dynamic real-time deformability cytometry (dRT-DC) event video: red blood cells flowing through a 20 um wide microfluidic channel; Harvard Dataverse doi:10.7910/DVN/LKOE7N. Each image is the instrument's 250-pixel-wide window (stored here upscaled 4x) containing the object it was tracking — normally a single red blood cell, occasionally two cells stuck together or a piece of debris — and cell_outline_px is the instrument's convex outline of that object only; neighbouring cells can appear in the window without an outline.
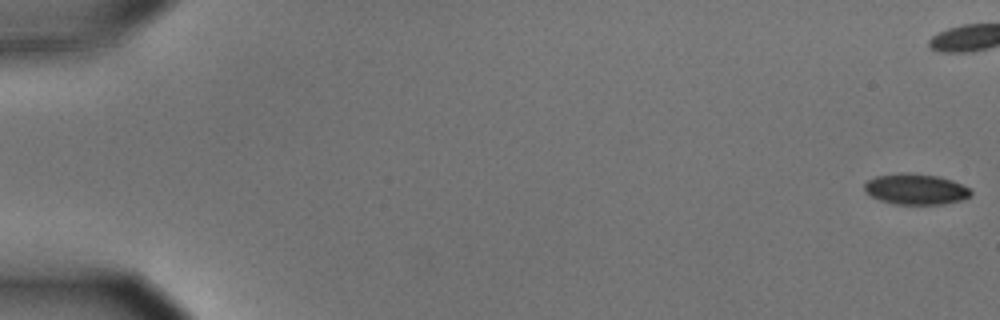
{"species": "common noctule bat (a hibernating species)", "species_latin": "Nyctalus noctula", "temperature_condition": "cold", "stored_images_in_passage": 58, "camera_frame_rate_fps": 3000, "um_per_image_px": 0.085, "animal": {"sex": "male", "body_mass_g": 15.6}, "frame": {"image": 1, "passage_image": 1, "time_ms": 0.0, "image_size_px": [1000, 320], "cell_outline_px": [[972, 196], [960, 200], [944, 204], [892, 204], [880, 200], [864, 192], [864, 184], [868, 180], [876, 176], [908, 172], [940, 176], [952, 180], [968, 188], [972, 192]], "centroid_in_image_um": [77.83, 16.08], "position_along_channel_um": 7.2, "area_um2": 19.13}}
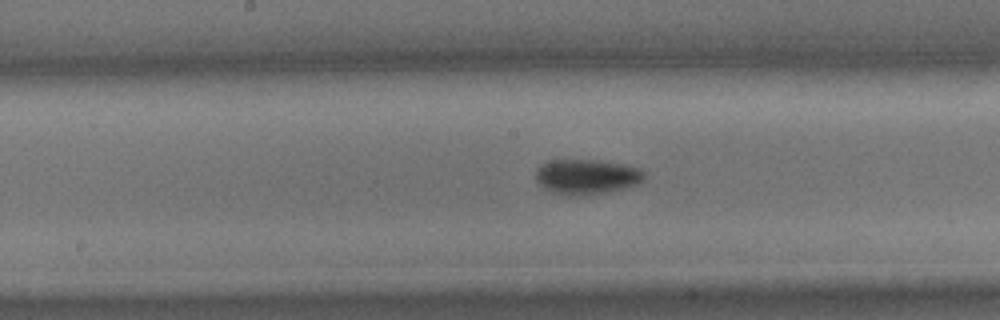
{"frame": {"image": 2, "passage_image": 30, "time_ms": 9.667, "image_size_px": [1000, 320], "cell_outline_px": [[644, 180], [640, 184], [612, 192], [580, 196], [568, 196], [552, 192], [544, 188], [536, 180], [536, 168], [552, 160], [600, 160], [640, 168], [644, 172]], "centroid_in_image_um": [49.9, 15.04], "position_along_channel_um": 198.3, "area_um2": 22.43}}
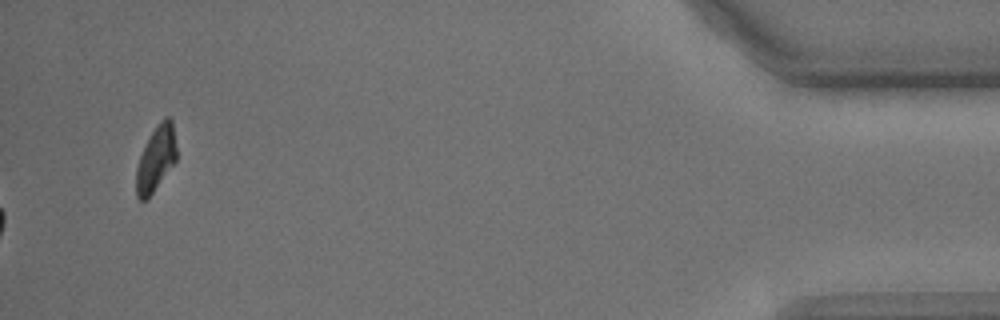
{"frame": {"image": 3, "passage_image": 58, "time_ms": 19.0, "image_size_px": [1000, 320], "cell_outline_px": [[176, 160], [148, 200], [140, 200], [136, 196], [136, 168], [140, 156], [156, 124], [164, 116], [168, 116], [172, 120], [176, 148]], "centroid_in_image_um": [13.25, 13.5], "position_along_channel_um": 422.0, "area_um2": 15.26}, "authors_computed_cell_mechanics": {"area_um2": 20.519, "velocity_mm_per_s": 3.6266, "shape_relaxation_time_tau1_ms": 2.6328, "shape_relaxation_time_tau2_ms": null, "deformation_change_tau1": 0.1055, "deformation_change_tau2": null}}